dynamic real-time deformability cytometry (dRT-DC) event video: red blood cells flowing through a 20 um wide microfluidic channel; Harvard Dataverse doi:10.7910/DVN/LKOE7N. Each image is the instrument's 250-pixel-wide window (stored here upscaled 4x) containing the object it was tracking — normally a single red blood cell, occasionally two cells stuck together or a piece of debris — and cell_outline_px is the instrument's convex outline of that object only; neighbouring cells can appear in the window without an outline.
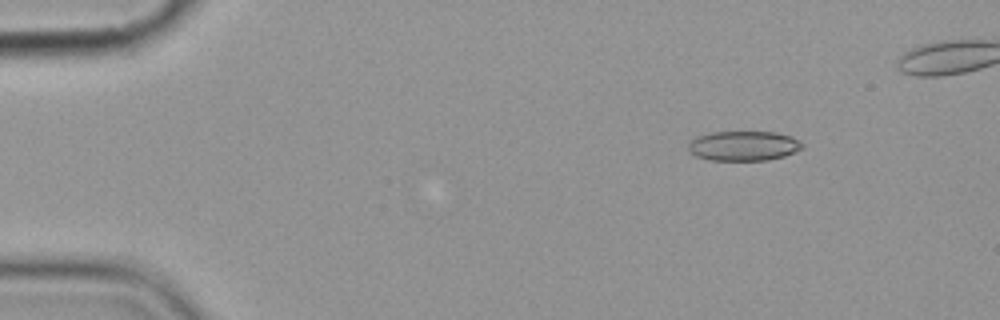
{"species": "common noctule bat (a hibernating species)", "species_latin": "Nyctalus noctula", "temperature_condition": "cold", "stored_images_in_passage": 5, "camera_frame_rate_fps": 3000, "um_per_image_px": 0.085, "animal": {"sex": "female", "body_mass_g": 19.9}, "frame": {"image": 1, "passage_image": 2, "time_ms": 1.333, "image_size_px": [1000, 320], "cell_outline_px": [[804, 144], [800, 148], [784, 156], [768, 160], [708, 160], [696, 156], [688, 152], [688, 144], [696, 136], [712, 132], [776, 132], [792, 136]], "centroid_in_image_um": [63.16, 12.39], "position_along_channel_um": 21.8, "area_um2": 19.77}}